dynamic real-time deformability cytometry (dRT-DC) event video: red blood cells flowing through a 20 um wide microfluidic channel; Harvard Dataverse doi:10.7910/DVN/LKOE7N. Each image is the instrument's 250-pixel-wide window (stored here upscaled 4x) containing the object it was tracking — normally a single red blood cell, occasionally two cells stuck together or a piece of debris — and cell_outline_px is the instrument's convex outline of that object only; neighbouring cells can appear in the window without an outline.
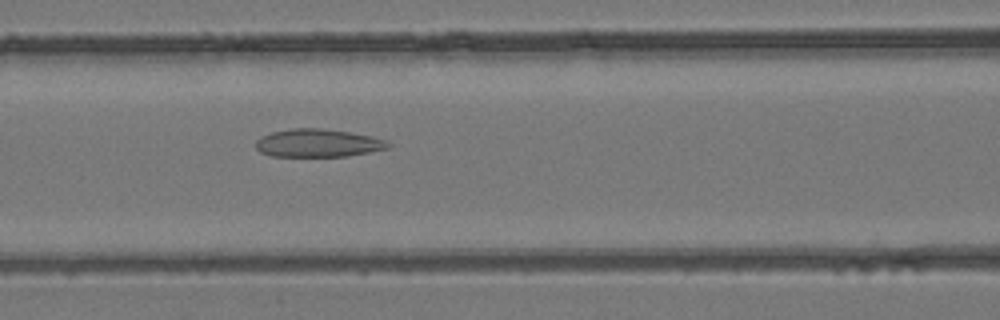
{"species": "common noctule bat (a hibernating species)", "species_latin": "Nyctalus noctula", "temperature_condition": "room temperature", "stored_images_in_passage": 36, "camera_frame_rate_fps": 3000, "um_per_image_px": 0.085, "animal": {"sex": "female", "body_mass_g": 24.6, "forearm_length_mm": 56.2}, "frame": {"image": 1, "passage_image": 8, "time_ms": 2.333, "image_size_px": [1000, 320], "cell_outline_px": [[392, 144], [388, 148], [348, 156], [272, 156], [260, 152], [256, 148], [256, 140], [260, 136], [272, 132], [292, 128], [320, 128], [348, 132], [372, 136], [384, 140]], "centroid_in_image_um": [27.0, 12.16], "position_along_channel_um": 139.6, "area_um2": 21.5}}
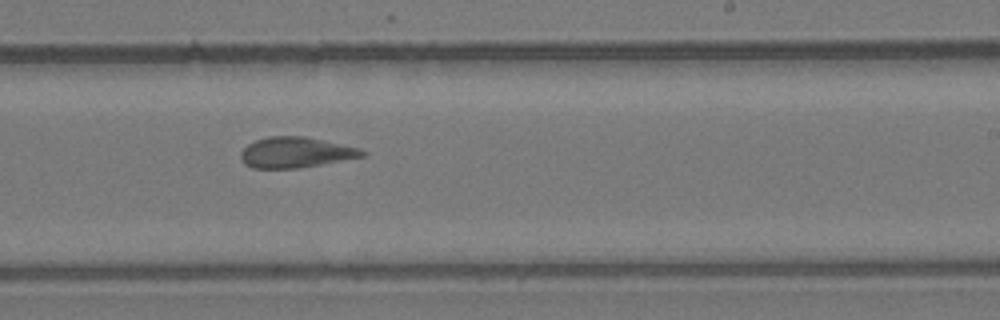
{"frame": {"image": 2, "passage_image": 17, "time_ms": 5.333, "image_size_px": [1000, 320], "cell_outline_px": [[368, 152], [364, 156], [300, 168], [252, 168], [244, 164], [240, 160], [240, 152], [248, 144], [256, 140], [268, 136], [304, 136], [360, 148]], "centroid_in_image_um": [25.11, 12.96], "position_along_channel_um": 263.9, "area_um2": 21.68}}
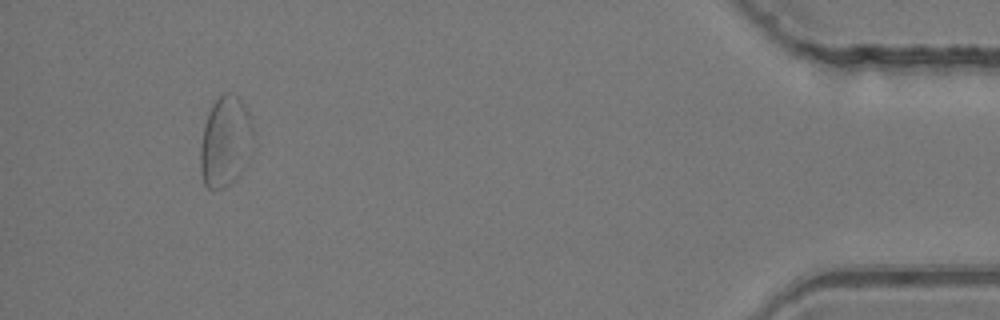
{"frame": {"image": 3, "passage_image": 33, "time_ms": 10.667, "image_size_px": [1000, 320], "cell_outline_px": [[252, 136], [244, 168], [224, 188], [208, 188], [204, 184], [200, 172], [200, 144], [204, 124], [208, 112], [212, 104], [224, 92], [228, 92], [236, 96], [240, 100], [248, 112], [252, 128]], "centroid_in_image_um": [19.1, 12.02], "position_along_channel_um": 416.1, "area_um2": 27.34}, "authors_computed_cell_mechanics": {"area_um2": 21.9062, "velocity_mm_per_s": 4.1499, "shape_relaxation_time_tau1_ms": null, "shape_relaxation_time_tau2_ms": 3.0266, "deformation_change_tau1": null, "deformation_change_tau2": 0.1117}}